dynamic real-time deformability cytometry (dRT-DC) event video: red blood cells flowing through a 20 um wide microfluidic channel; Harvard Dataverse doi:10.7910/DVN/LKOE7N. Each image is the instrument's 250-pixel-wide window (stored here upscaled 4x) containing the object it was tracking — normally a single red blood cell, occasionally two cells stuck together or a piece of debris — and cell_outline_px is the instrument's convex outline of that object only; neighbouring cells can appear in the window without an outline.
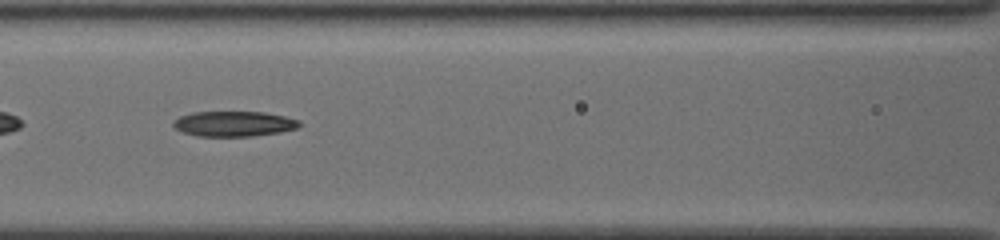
{"species": "common noctule bat (a hibernating species)", "species_latin": "Nyctalus noctula", "temperature_condition": "cold", "stored_images_in_passage": 56, "camera_frame_rate_fps": 3000, "um_per_image_px": 0.085, "animal": {"sex": "female", "body_mass_g": 19.5, "forearm_length_mm": 54.1}, "frame": {"image": 1, "passage_image": 28, "time_ms": 9.0, "image_size_px": [1000, 240], "cell_outline_px": [[300, 124], [296, 128], [280, 132], [252, 136], [196, 136], [184, 132], [176, 128], [172, 124], [172, 120], [180, 116], [192, 112], [264, 112], [284, 116], [300, 120]], "centroid_in_image_um": [19.86, 10.52], "position_along_channel_um": 146.7, "area_um2": 18.5}}
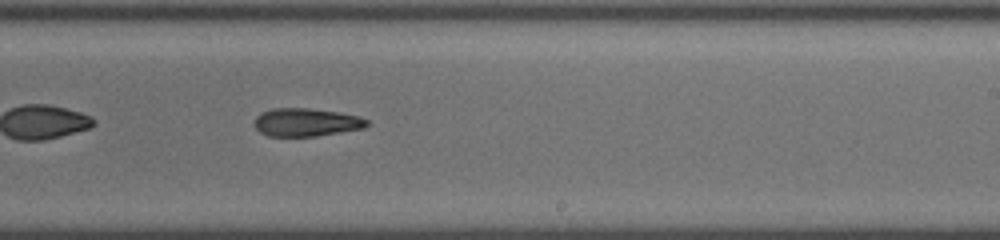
{"frame": {"image": 2, "passage_image": 37, "time_ms": 12.0, "image_size_px": [1000, 240], "cell_outline_px": [[368, 124], [364, 128], [316, 136], [268, 136], [260, 132], [252, 124], [256, 116], [272, 108], [308, 108], [340, 112], [360, 116], [368, 120]], "centroid_in_image_um": [26.02, 10.39], "position_along_channel_um": 263.0, "area_um2": 18.5}}
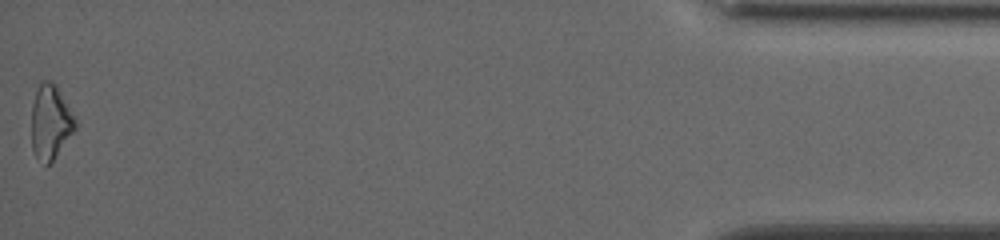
{"frame": {"image": 3, "passage_image": 56, "time_ms": 18.333, "image_size_px": [1000, 240], "cell_outline_px": [[76, 128], [52, 160], [48, 164], [36, 156], [32, 148], [32, 104], [36, 92], [40, 84], [44, 80], [52, 80], [56, 84], [76, 120]], "centroid_in_image_um": [4.29, 10.32], "position_along_channel_um": 430.9, "area_um2": 18.44}, "authors_computed_cell_mechanics": {"area_um2": 19.2185, "velocity_mm_per_s": 3.8887, "shape_relaxation_time_tau1_ms": 8.6475, "shape_relaxation_time_tau2_ms": null, "deformation_change_tau1": 0.2051, "deformation_change_tau2": null}}